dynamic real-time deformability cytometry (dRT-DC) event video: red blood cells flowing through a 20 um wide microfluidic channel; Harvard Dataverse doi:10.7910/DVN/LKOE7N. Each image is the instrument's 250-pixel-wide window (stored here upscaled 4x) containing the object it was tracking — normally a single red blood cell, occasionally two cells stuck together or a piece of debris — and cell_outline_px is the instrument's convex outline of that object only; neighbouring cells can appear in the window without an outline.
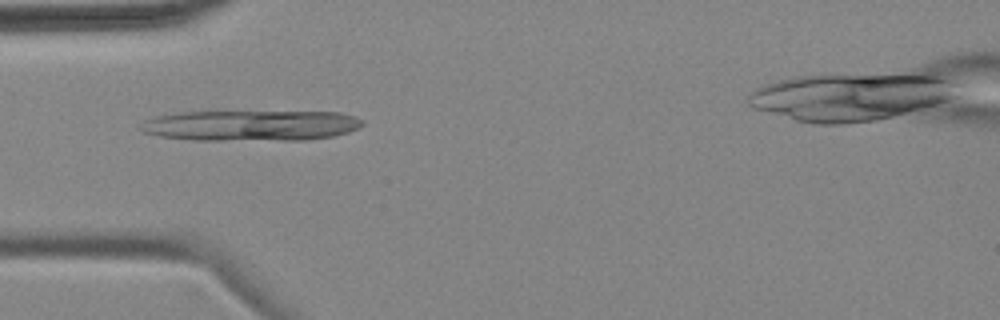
{"species": "common noctule bat (a hibernating species)", "species_latin": "Nyctalus noctula", "temperature_condition": "cold", "stored_images_in_passage": 7, "camera_frame_rate_fps": 3000, "um_per_image_px": 0.085, "animal": {"sex": "female", "body_mass_g": 18.4}, "frame": {"image": 1, "passage_image": 3, "time_ms": 3.333, "image_size_px": [1000, 320], "cell_outline_px": [[364, 124], [360, 128], [348, 132], [332, 136], [304, 140], [192, 140], [160, 136], [144, 132], [136, 128], [148, 120], [156, 116], [184, 112], [340, 112], [356, 116], [364, 120]], "centroid_in_image_um": [21.38, 10.67], "position_along_channel_um": 63.6, "area_um2": 39.65}}
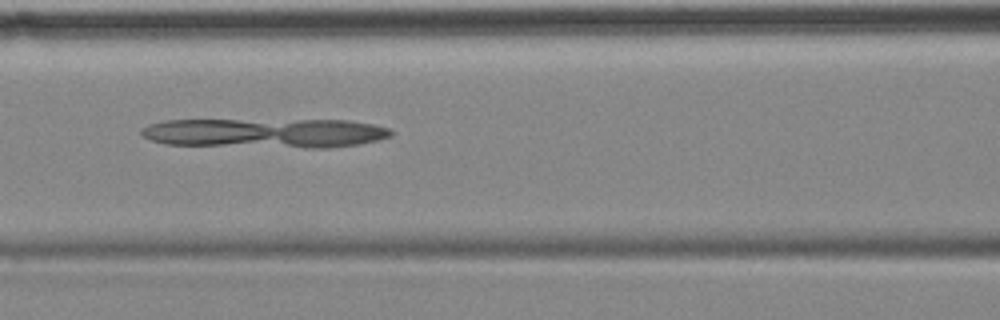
{"frame": {"image": 2, "passage_image": 5, "time_ms": 5.667, "image_size_px": [1000, 320], "cell_outline_px": [[392, 136], [380, 140], [360, 144], [328, 148], [304, 148], [164, 144], [152, 140], [144, 136], [140, 132], [140, 128], [148, 124], [164, 120], [344, 120], [372, 124], [388, 128], [392, 132]], "centroid_in_image_um": [22.54, 11.31], "position_along_channel_um": 144.1, "area_um2": 43.29}}